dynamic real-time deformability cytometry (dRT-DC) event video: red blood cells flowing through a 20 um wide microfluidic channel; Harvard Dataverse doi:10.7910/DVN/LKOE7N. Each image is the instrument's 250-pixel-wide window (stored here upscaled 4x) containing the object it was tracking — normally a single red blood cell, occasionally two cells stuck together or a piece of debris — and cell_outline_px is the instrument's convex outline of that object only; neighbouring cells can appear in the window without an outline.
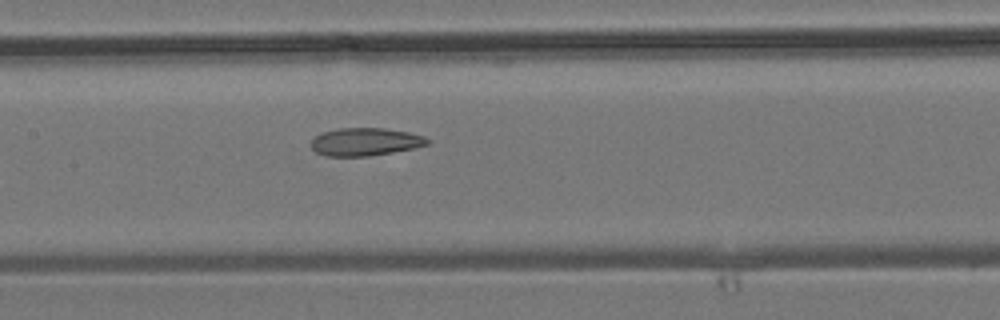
{"species": "common noctule bat (a hibernating species)", "species_latin": "Nyctalus noctula", "temperature_condition": "room temperature", "stored_images_in_passage": 8, "camera_frame_rate_fps": 3000, "um_per_image_px": 0.085, "animal": {"sex": "male", "body_mass_g": 19.2, "forearm_length_mm": 51.8}, "frame": {"image": 1, "passage_image": 8, "time_ms": 8.0, "image_size_px": [1000, 320], "cell_outline_px": [[432, 140], [428, 144], [412, 148], [392, 152], [368, 156], [324, 156], [316, 152], [312, 148], [312, 140], [316, 136], [324, 132], [340, 128], [384, 128], [408, 132], [424, 136]], "centroid_in_image_um": [31.06, 12.05], "position_along_channel_um": 176.3, "area_um2": 18.73}}